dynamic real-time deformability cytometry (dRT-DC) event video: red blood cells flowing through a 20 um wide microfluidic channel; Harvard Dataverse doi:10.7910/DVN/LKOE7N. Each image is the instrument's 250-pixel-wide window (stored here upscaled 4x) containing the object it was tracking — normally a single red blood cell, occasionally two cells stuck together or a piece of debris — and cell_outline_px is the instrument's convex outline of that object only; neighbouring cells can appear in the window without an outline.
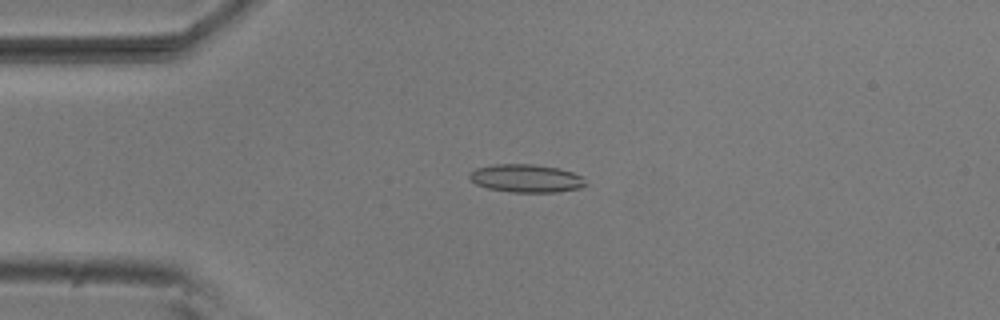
{"species": "common noctule bat (a hibernating species)", "species_latin": "Nyctalus noctula", "temperature_condition": "room temperature", "stored_images_in_passage": 5, "camera_frame_rate_fps": 3000, "um_per_image_px": 0.085, "animal": {"sex": "male", "body_mass_g": 20.5, "forearm_length_mm": 52.5}, "frame": {"image": 1, "passage_image": 4, "time_ms": 1.0, "image_size_px": [1000, 320], "cell_outline_px": [[588, 184], [580, 188], [556, 192], [512, 192], [488, 188], [476, 184], [468, 176], [468, 172], [476, 168], [496, 164], [532, 164], [560, 168], [572, 172], [580, 176]], "centroid_in_image_um": [44.71, 15.15], "position_along_channel_um": 40.3, "area_um2": 18.96}}